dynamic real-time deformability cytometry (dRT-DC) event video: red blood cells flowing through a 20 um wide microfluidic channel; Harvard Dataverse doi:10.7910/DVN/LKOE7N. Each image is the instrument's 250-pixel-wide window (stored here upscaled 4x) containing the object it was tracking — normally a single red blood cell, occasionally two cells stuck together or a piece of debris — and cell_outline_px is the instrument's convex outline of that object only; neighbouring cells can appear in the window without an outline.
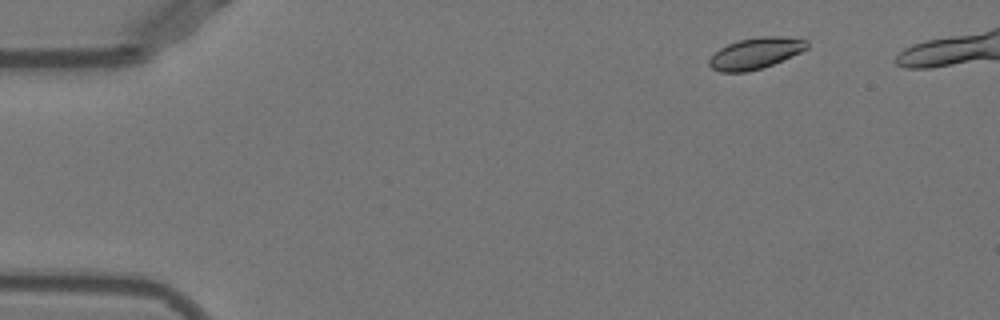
{"species": "Egyptian fruit bat (a non-hibernating species)", "species_latin": "Rousettus aegyptiacus", "temperature_condition": "warm", "stored_images_in_passage": 16, "camera_frame_rate_fps": 3000, "um_per_image_px": 0.085, "animal": {"sex": "female"}, "frame": {"image": 1, "passage_image": 1, "time_ms": 0.0, "image_size_px": [1000, 320], "cell_outline_px": [[808, 48], [792, 56], [772, 64], [748, 72], [720, 72], [712, 68], [708, 64], [708, 60], [720, 48], [728, 44], [740, 40], [760, 36], [780, 36], [808, 40]], "centroid_in_image_um": [64.22, 4.53], "position_along_channel_um": 20.8, "area_um2": 17.63}}
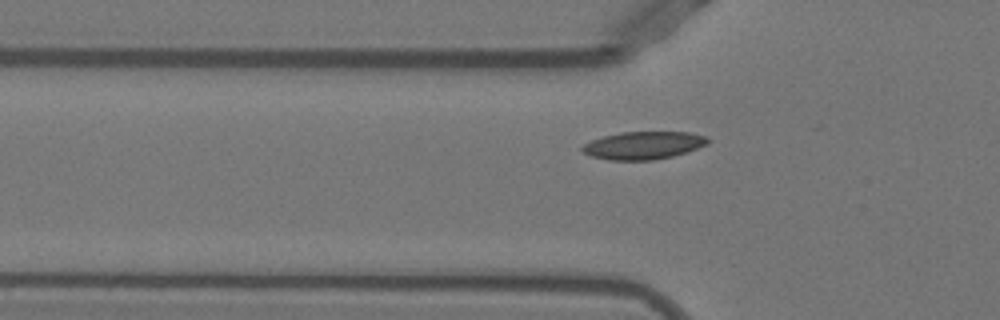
{"frame": {"image": 2, "passage_image": 12, "time_ms": 3.667, "image_size_px": [1000, 320], "cell_outline_px": [[712, 140], [708, 144], [672, 156], [652, 160], [608, 160], [592, 156], [584, 152], [580, 148], [584, 144], [592, 140], [604, 136], [620, 132], [688, 132], [708, 136]], "centroid_in_image_um": [54.72, 12.35], "position_along_channel_um": 71.1, "area_um2": 20.23}}
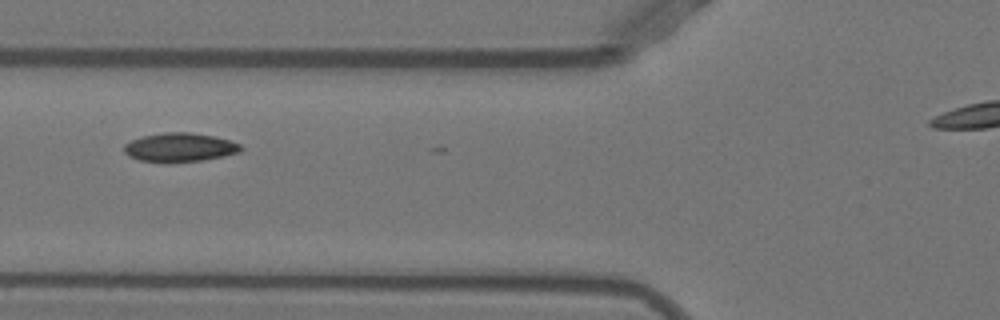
{"frame": {"image": 3, "passage_image": 15, "time_ms": 4.667, "image_size_px": [1000, 320], "cell_outline_px": [[244, 148], [240, 152], [224, 156], [200, 160], [168, 164], [164, 164], [140, 160], [128, 156], [124, 152], [124, 144], [140, 136], [164, 132], [192, 132], [216, 136], [240, 144]], "centroid_in_image_um": [15.26, 12.54], "position_along_channel_um": 110.5, "area_um2": 20.11}}